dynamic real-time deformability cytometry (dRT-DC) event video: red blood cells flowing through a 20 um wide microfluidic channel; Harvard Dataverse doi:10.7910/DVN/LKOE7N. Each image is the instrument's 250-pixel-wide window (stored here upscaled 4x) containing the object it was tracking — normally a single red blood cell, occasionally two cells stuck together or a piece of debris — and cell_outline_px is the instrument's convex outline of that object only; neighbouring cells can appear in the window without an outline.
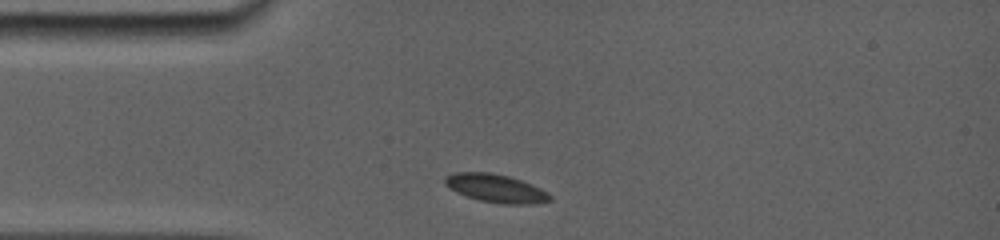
{"species": "common noctule bat (a hibernating species)", "species_latin": "Nyctalus noctula", "temperature_condition": "room temperature", "stored_images_in_passage": 5, "camera_frame_rate_fps": 5000, "um_per_image_px": 0.085, "animal": {"sex": "female", "body_mass_g": 19.0, "forearm_length_mm": 56.7}, "frame": {"image": 1, "passage_image": 1, "time_ms": 0.0, "image_size_px": [1000, 240], "cell_outline_px": [[552, 200], [536, 204], [500, 204], [480, 200], [456, 192], [444, 184], [444, 176], [456, 172], [488, 172], [508, 176], [532, 184], [548, 192], [552, 196]], "centroid_in_image_um": [42.16, 16.01], "position_along_channel_um": 42.8, "area_um2": 17.34}}
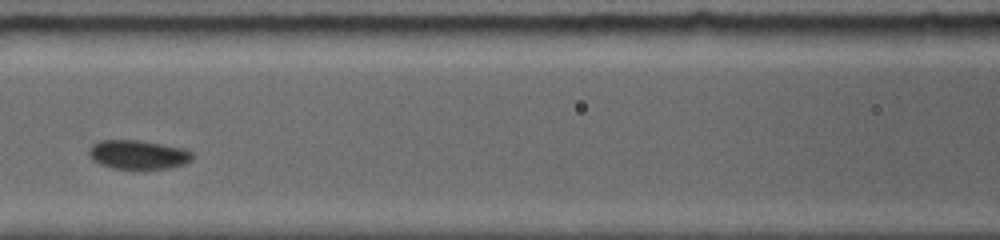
{"frame": {"image": 2, "passage_image": 4, "time_ms": 3.4, "image_size_px": [1000, 240], "cell_outline_px": [[192, 160], [184, 164], [172, 168], [144, 172], [132, 172], [112, 168], [100, 164], [88, 152], [92, 144], [104, 140], [132, 140], [180, 148], [192, 152]], "centroid_in_image_um": [11.76, 13.23], "position_along_channel_um": 154.8, "area_um2": 17.86}}
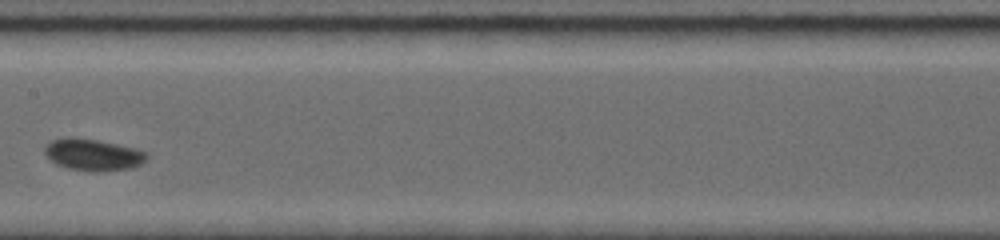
{"frame": {"image": 3, "passage_image": 5, "time_ms": 4.6, "image_size_px": [1000, 240], "cell_outline_px": [[148, 156], [140, 164], [132, 168], [104, 172], [88, 172], [68, 168], [56, 164], [44, 152], [44, 148], [52, 140], [92, 140], [132, 148], [144, 152]], "centroid_in_image_um": [7.93, 13.23], "position_along_channel_um": 199.5, "area_um2": 17.92}}